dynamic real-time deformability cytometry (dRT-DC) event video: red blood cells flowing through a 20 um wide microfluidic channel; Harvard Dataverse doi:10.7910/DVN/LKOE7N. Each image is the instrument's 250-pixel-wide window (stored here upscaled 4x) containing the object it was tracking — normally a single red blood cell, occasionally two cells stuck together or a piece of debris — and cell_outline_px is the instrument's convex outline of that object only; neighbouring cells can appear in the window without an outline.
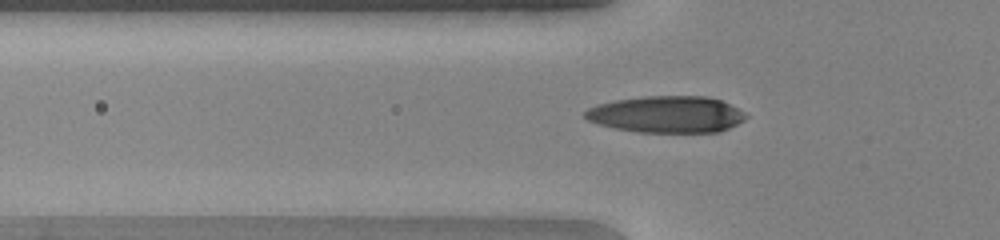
{"species": "human", "species_latin": "Homo sapiens", "temperature_condition": "warm", "stored_images_in_passage": 42, "camera_frame_rate_fps": 3000, "um_per_image_px": 0.085, "donor": {"sex": "female"}, "frame": {"image": 1, "passage_image": 10, "time_ms": 3.0, "image_size_px": [1000, 240], "cell_outline_px": [[748, 116], [744, 120], [720, 132], [640, 132], [616, 128], [600, 124], [588, 120], [584, 116], [584, 112], [588, 108], [596, 104], [616, 100], [644, 96], [708, 96], [720, 100], [744, 112]], "centroid_in_image_um": [56.66, 9.71], "position_along_channel_um": 69.1, "area_um2": 34.22}}
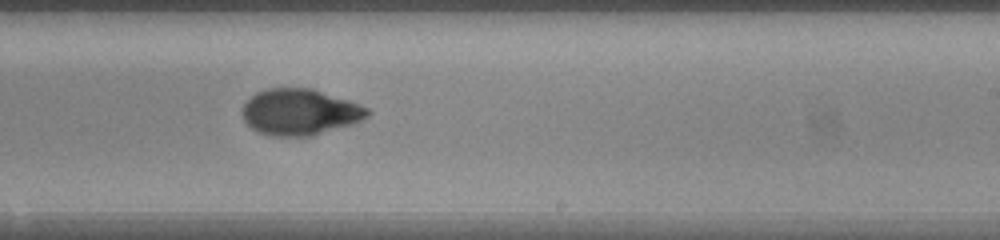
{"frame": {"image": 2, "passage_image": 24, "time_ms": 7.667, "image_size_px": [1000, 240], "cell_outline_px": [[372, 112], [368, 116], [352, 124], [312, 136], [272, 136], [256, 132], [244, 120], [244, 104], [256, 92], [268, 88], [312, 88], [348, 100], [368, 108]], "centroid_in_image_um": [25.5, 9.53], "position_along_channel_um": 263.5, "area_um2": 33.52}}
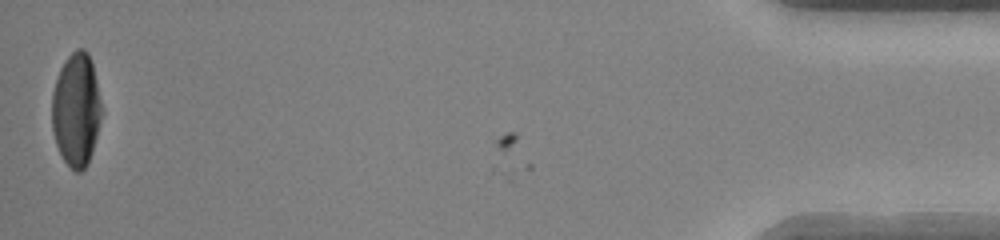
{"frame": {"image": 3, "passage_image": 42, "time_ms": 13.667, "image_size_px": [1000, 240], "cell_outline_px": [[104, 112], [92, 152], [88, 164], [80, 172], [76, 172], [64, 160], [56, 144], [52, 132], [52, 92], [60, 68], [64, 60], [76, 48], [84, 48], [88, 52], [92, 64]], "centroid_in_image_um": [6.5, 9.32], "position_along_channel_um": 428.7, "area_um2": 33.18}, "authors_computed_cell_mechanics": {"area_um2": 33.7263, "velocity_mm_per_s": 4.1908, "shape_relaxation_time_tau1_ms": 5.3436, "shape_relaxation_time_tau2_ms": 1.6876, "deformation_change_tau1": 0.2467, "deformation_change_tau2": 0.049}}